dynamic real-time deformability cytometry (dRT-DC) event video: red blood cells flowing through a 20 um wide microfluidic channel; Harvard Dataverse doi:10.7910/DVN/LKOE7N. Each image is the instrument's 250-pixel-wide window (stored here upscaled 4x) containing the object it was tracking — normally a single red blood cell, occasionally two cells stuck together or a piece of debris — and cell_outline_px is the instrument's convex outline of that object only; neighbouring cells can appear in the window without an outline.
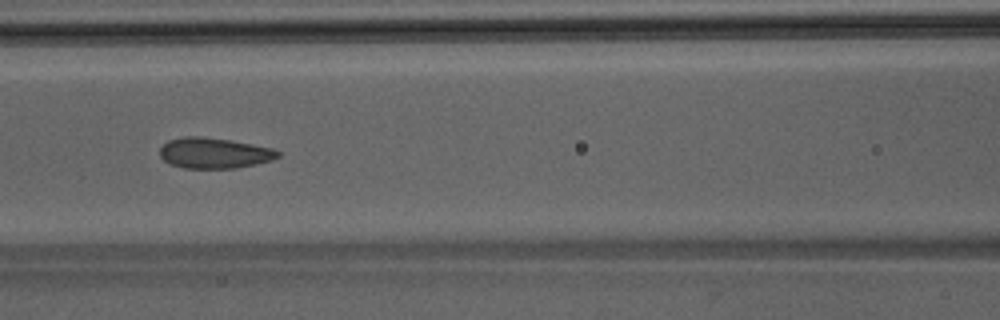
{"species": "Egyptian fruit bat (a non-hibernating species)", "species_latin": "Rousettus aegyptiacus", "temperature_condition": "room temperature", "stored_images_in_passage": 49, "segment_of_instrument_passage": [1, 2], "camera_frame_rate_fps": 3000, "um_per_image_px": 0.085, "animal": {"sex": "male"}, "frame": {"image": 1, "passage_image": 21, "time_ms": 6.667, "image_size_px": [1000, 320], "cell_outline_px": [[280, 156], [272, 160], [256, 164], [236, 168], [184, 168], [168, 164], [160, 156], [160, 148], [168, 140], [184, 136], [200, 136], [228, 140], [252, 144], [272, 148], [280, 152]], "centroid_in_image_um": [18.19, 13.01], "position_along_channel_um": 148.4, "area_um2": 21.1}}
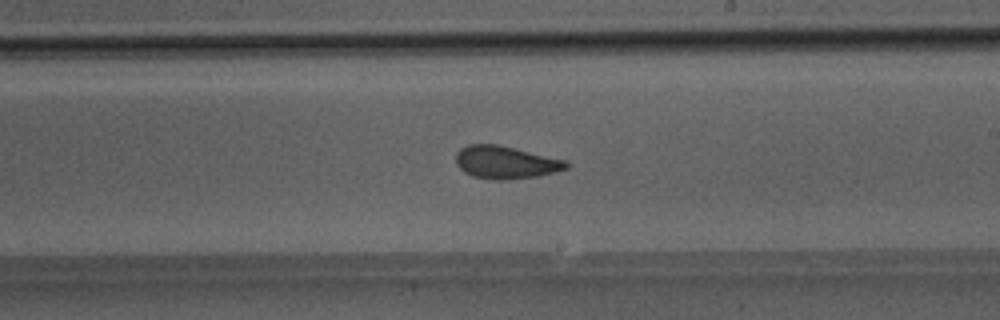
{"frame": {"image": 2, "passage_image": 28, "time_ms": 9.0, "image_size_px": [1000, 320], "cell_outline_px": [[572, 164], [568, 168], [540, 176], [504, 180], [496, 180], [472, 176], [464, 172], [456, 164], [456, 152], [460, 148], [468, 144], [496, 144], [568, 160]], "centroid_in_image_um": [43.01, 13.8], "position_along_channel_um": 246.0, "area_um2": 21.27}}
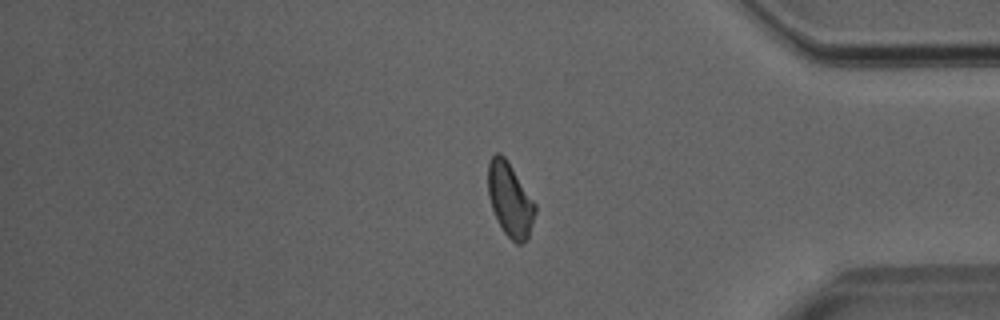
{"frame": {"image": 3, "passage_image": 40, "time_ms": 13.0, "image_size_px": [1000, 320], "cell_outline_px": [[536, 212], [528, 240], [524, 244], [516, 244], [504, 232], [492, 208], [488, 196], [488, 164], [492, 156], [496, 152], [500, 152], [508, 160], [536, 204]], "centroid_in_image_um": [43.37, 16.97], "position_along_channel_um": 391.8, "area_um2": 20.4}}